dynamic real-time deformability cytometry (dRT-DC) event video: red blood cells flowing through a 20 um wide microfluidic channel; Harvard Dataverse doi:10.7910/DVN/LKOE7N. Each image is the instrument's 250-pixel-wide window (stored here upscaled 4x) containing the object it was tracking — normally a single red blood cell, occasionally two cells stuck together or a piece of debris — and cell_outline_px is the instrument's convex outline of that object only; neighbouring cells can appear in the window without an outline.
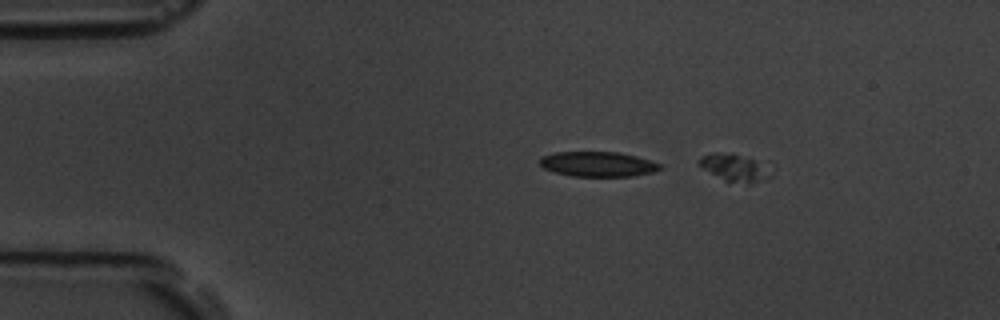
{"species": "common noctule bat (a hibernating species)", "species_latin": "Nyctalus noctula", "temperature_condition": "room temperature", "stored_images_in_passage": 6, "camera_frame_rate_fps": 3000, "um_per_image_px": 0.085, "animal": {"sex": "male", "body_mass_g": 19.5, "forearm_length_mm": 54.6}, "frame": {"image": 1, "passage_image": 3, "time_ms": 3.0, "image_size_px": [1000, 320], "cell_outline_px": [[776, 164], [772, 176], [756, 180], [728, 184], [704, 168], [700, 164], [700, 156], [712, 152], [720, 152], [768, 160]], "centroid_in_image_um": [62.62, 14.21], "position_along_channel_um": 22.4, "area_um2": 12.02}}
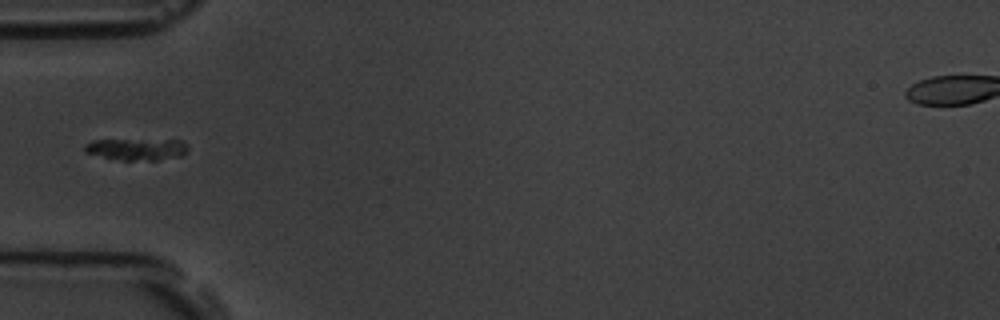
{"frame": {"image": 2, "passage_image": 6, "time_ms": 6.667, "image_size_px": [1000, 320], "cell_outline_px": [[188, 148], [180, 156], [160, 160], [124, 160], [84, 152], [84, 144], [92, 140], [184, 140], [188, 144]], "centroid_in_image_um": [11.65, 12.67], "position_along_channel_um": 73.3, "area_um2": 12.95}}